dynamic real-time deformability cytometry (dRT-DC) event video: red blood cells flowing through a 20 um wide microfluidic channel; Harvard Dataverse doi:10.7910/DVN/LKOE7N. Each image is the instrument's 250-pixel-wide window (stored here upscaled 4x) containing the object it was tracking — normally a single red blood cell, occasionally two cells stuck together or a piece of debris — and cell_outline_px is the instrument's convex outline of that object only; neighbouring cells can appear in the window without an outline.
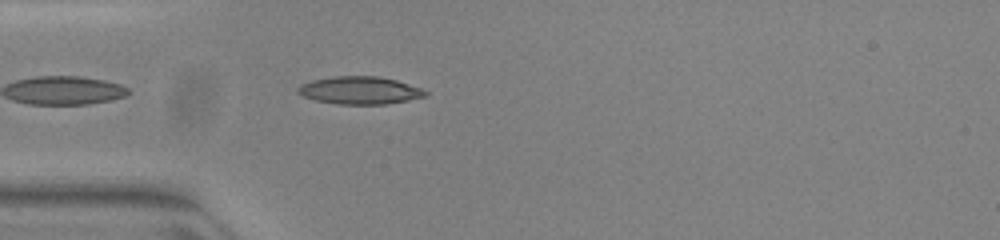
{"species": "common noctule bat (a hibernating species)", "species_latin": "Nyctalus noctula", "temperature_condition": "warm", "stored_images_in_passage": 33, "camera_frame_rate_fps": 3000, "um_per_image_px": 0.085, "animal": {"sex": "female", "body_mass_g": 23.0, "forearm_length_mm": 53.4}, "frame": {"image": 1, "passage_image": 3, "time_ms": 0.667, "image_size_px": [1000, 240], "cell_outline_px": [[428, 96], [408, 100], [384, 104], [336, 104], [316, 100], [304, 96], [296, 92], [296, 88], [300, 84], [312, 80], [332, 76], [376, 76], [396, 80], [420, 88], [428, 92]], "centroid_in_image_um": [30.55, 7.68], "position_along_channel_um": 54.4, "area_um2": 20.52}}
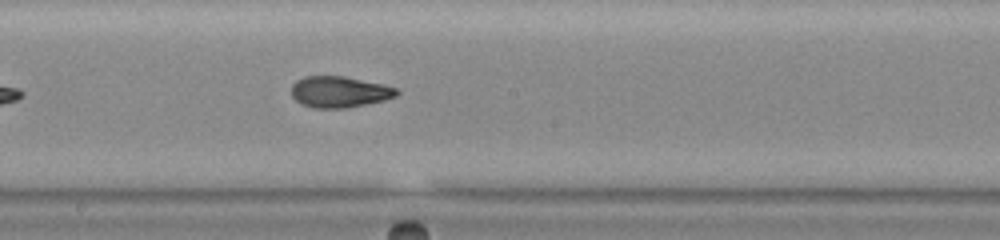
{"frame": {"image": 2, "passage_image": 16, "time_ms": 5.0, "image_size_px": [1000, 240], "cell_outline_px": [[400, 92], [396, 96], [384, 100], [344, 108], [316, 108], [300, 104], [292, 96], [292, 84], [296, 80], [304, 76], [344, 76], [384, 84], [396, 88]], "centroid_in_image_um": [28.84, 7.8], "position_along_channel_um": 219.4, "area_um2": 19.13}}
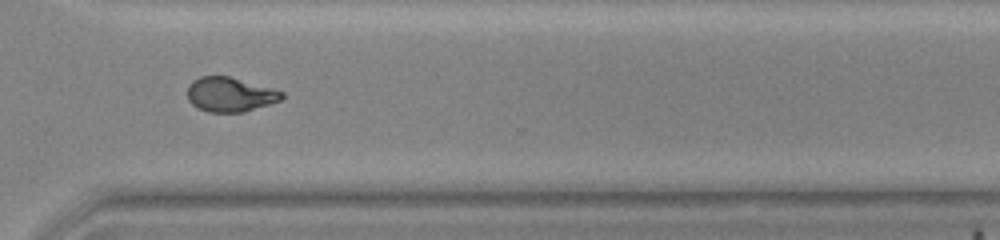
{"frame": {"image": 3, "passage_image": 26, "time_ms": 8.333, "image_size_px": [1000, 240], "cell_outline_px": [[284, 96], [280, 100], [244, 112], [208, 112], [192, 104], [188, 100], [188, 84], [192, 80], [200, 76], [228, 76], [272, 88], [284, 92]], "centroid_in_image_um": [19.53, 8.02], "position_along_channel_um": 351.1, "area_um2": 18.84}, "authors_computed_cell_mechanics": {"area_um2": 19.2474, "velocity_mm_per_s": 3.9564, "shape_relaxation_time_tau1_ms": null, "shape_relaxation_time_tau2_ms": 1.8027, "deformation_change_tau1": null, "deformation_change_tau2": 0.0835}}